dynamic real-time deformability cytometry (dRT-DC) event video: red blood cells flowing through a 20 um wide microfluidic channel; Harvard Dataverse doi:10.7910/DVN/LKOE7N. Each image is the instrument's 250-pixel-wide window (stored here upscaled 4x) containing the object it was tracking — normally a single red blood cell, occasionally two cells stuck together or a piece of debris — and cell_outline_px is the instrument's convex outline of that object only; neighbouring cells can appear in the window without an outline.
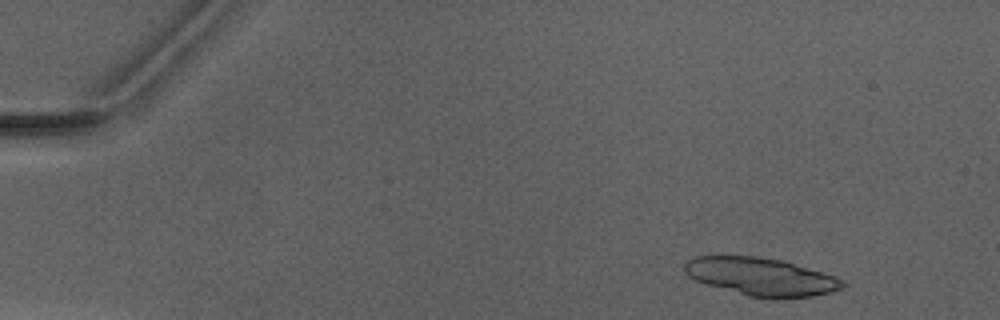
{"species": "Egyptian fruit bat (a non-hibernating species)", "species_latin": "Rousettus aegyptiacus", "temperature_condition": "warm", "stored_images_in_passage": 5, "camera_frame_rate_fps": 3000, "um_per_image_px": 0.085, "animal": {"sex": "male"}, "frame": {"image": 1, "passage_image": 1, "time_ms": 0.0, "image_size_px": [1000, 320], "cell_outline_px": [[844, 288], [832, 292], [812, 296], [748, 296], [704, 284], [688, 276], [684, 272], [684, 260], [692, 256], [756, 256], [780, 260], [820, 272], [844, 280]], "centroid_in_image_um": [64.59, 23.49], "position_along_channel_um": 20.4, "area_um2": 34.22}}